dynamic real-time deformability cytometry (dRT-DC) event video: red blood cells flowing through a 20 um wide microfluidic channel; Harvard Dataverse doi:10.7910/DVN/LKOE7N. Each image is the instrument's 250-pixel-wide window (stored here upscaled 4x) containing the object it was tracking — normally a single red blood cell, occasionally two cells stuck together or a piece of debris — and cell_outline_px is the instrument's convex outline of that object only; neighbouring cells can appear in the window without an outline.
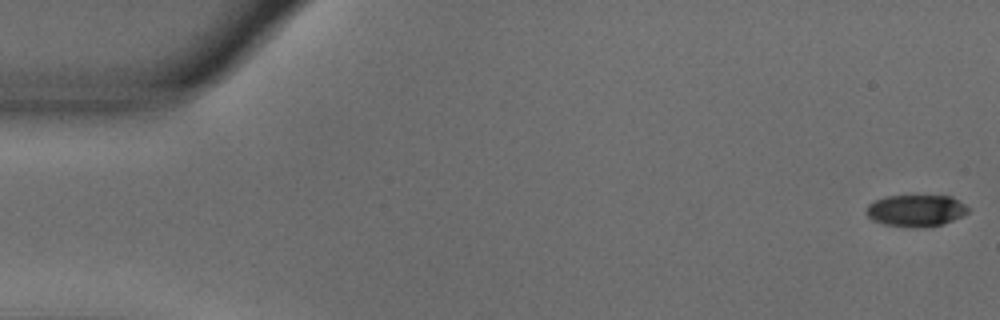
{"species": "common noctule bat (a hibernating species)", "species_latin": "Nyctalus noctula", "temperature_condition": "warm", "stored_images_in_passage": 15, "camera_frame_rate_fps": 3000, "um_per_image_px": 0.085, "animal": {"sex": "male", "body_mass_g": 18.8}, "frame": {"image": 1, "passage_image": 1, "time_ms": 0.0, "image_size_px": [1000, 320], "cell_outline_px": [[968, 212], [944, 224], [928, 228], [916, 228], [884, 224], [872, 220], [868, 216], [868, 204], [884, 196], [952, 196], [964, 204], [968, 208]], "centroid_in_image_um": [77.86, 17.91], "position_along_channel_um": 7.1, "area_um2": 18.79}}
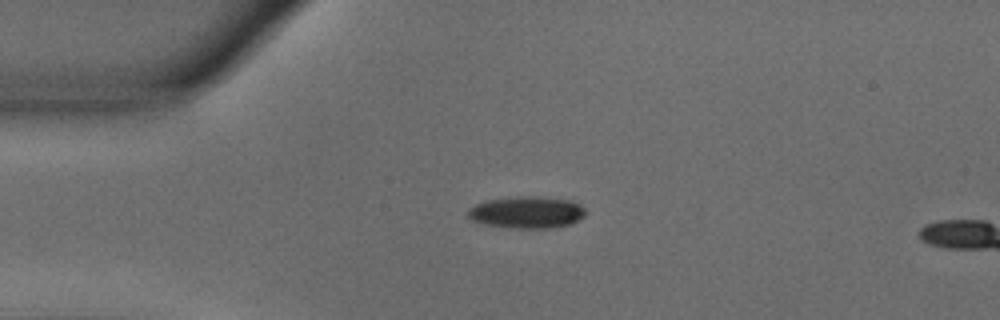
{"frame": {"image": 2, "passage_image": 13, "time_ms": 4.0, "image_size_px": [1000, 320], "cell_outline_px": [[584, 216], [572, 224], [548, 228], [516, 228], [484, 224], [472, 220], [468, 216], [468, 208], [476, 204], [488, 200], [516, 196], [532, 196], [572, 200], [580, 204], [584, 208]], "centroid_in_image_um": [44.79, 18.04], "position_along_channel_um": 40.2, "area_um2": 21.79}}